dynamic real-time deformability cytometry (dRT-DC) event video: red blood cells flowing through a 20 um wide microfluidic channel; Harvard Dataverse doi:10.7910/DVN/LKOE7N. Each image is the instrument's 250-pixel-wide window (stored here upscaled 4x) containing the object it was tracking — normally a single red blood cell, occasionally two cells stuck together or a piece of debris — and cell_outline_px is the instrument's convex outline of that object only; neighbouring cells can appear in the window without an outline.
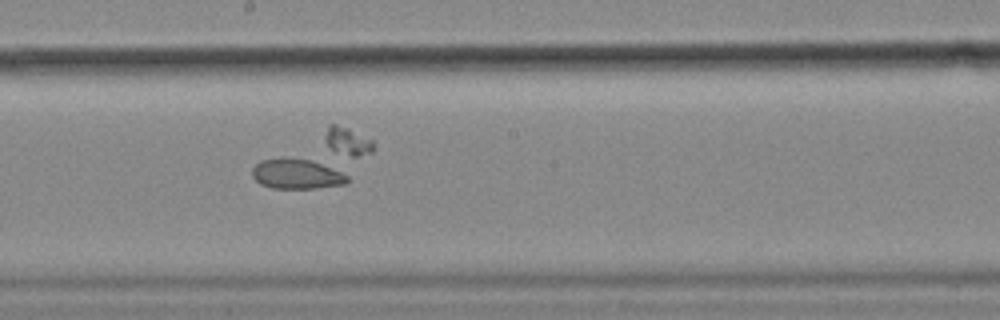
{"species": "common noctule bat (a hibernating species)", "species_latin": "Nyctalus noctula", "temperature_condition": "cold", "stored_images_in_passage": 58, "segment_of_instrument_passage": [2, 2], "camera_frame_rate_fps": 3000, "um_per_image_px": 0.085, "animal": {"sex": "female", "body_mass_g": 18.4}, "frame": {"image": 1, "passage_image": 31, "time_ms": 10.0, "image_size_px": [1000, 320], "cell_outline_px": [[348, 180], [344, 184], [316, 188], [272, 188], [260, 184], [252, 176], [252, 168], [260, 160], [308, 160], [320, 164], [340, 172], [348, 176]], "centroid_in_image_um": [25.18, 14.83], "position_along_channel_um": 223.0, "area_um2": 15.84}}
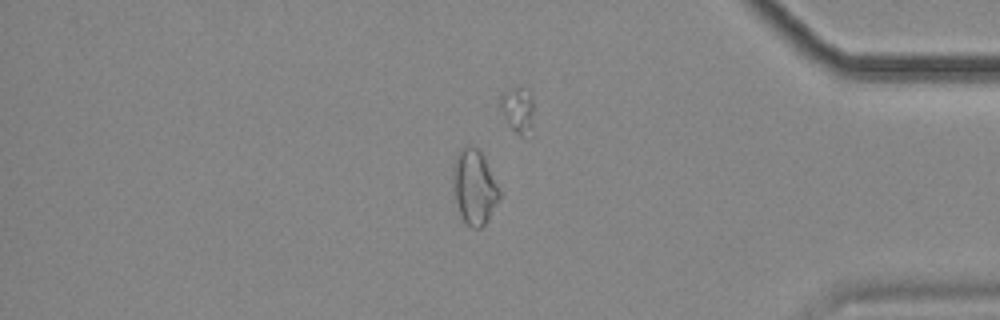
{"frame": {"image": 2, "passage_image": 48, "time_ms": 15.667, "image_size_px": [1000, 320], "cell_outline_px": [[500, 200], [488, 220], [480, 228], [472, 228], [464, 220], [460, 212], [456, 200], [452, 184], [452, 168], [456, 156], [460, 148], [468, 144], [472, 144], [484, 156], [500, 192]], "centroid_in_image_um": [40.31, 15.86], "position_along_channel_um": 394.9, "area_um2": 20.23}}